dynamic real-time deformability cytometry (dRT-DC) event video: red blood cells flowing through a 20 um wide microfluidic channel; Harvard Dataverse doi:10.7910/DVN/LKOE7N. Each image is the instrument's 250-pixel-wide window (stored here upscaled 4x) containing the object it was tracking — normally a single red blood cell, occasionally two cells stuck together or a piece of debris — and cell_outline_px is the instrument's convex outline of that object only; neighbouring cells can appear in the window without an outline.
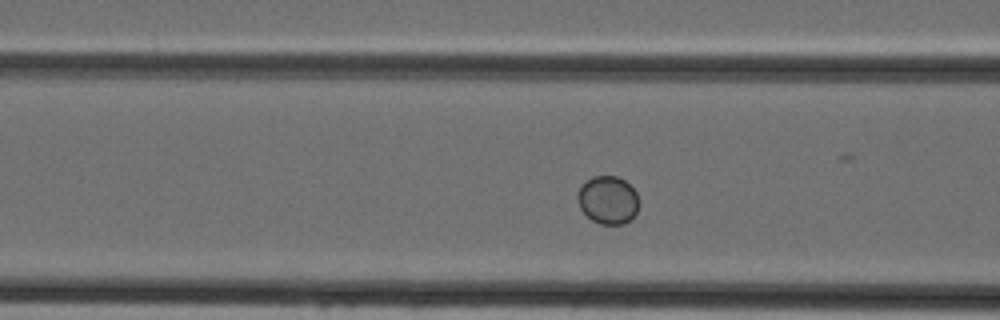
{"species": "Egyptian fruit bat (a non-hibernating species)", "species_latin": "Rousettus aegyptiacus", "temperature_condition": "cold", "stored_images_in_passage": 42, "camera_frame_rate_fps": 3000, "um_per_image_px": 0.085, "animal": {"sex": "female"}, "frame": {"image": 1, "passage_image": 13, "time_ms": 4.0, "image_size_px": [1000, 320], "cell_outline_px": [[636, 212], [624, 224], [600, 224], [592, 220], [580, 208], [576, 196], [576, 192], [592, 176], [616, 176], [624, 180], [636, 192]], "centroid_in_image_um": [51.63, 16.99], "position_along_channel_um": 115.0, "area_um2": 16.76}}
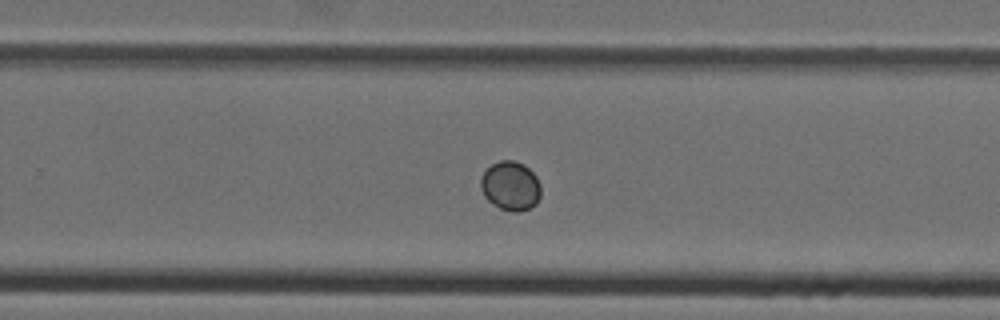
{"frame": {"image": 2, "passage_image": 25, "time_ms": 8.0, "image_size_px": [1000, 320], "cell_outline_px": [[540, 196], [536, 204], [520, 212], [512, 212], [500, 208], [492, 204], [484, 196], [480, 188], [480, 180], [484, 172], [492, 164], [500, 160], [512, 160], [524, 164], [536, 176], [540, 184]], "centroid_in_image_um": [43.39, 15.81], "position_along_channel_um": 286.4, "area_um2": 17.28}}
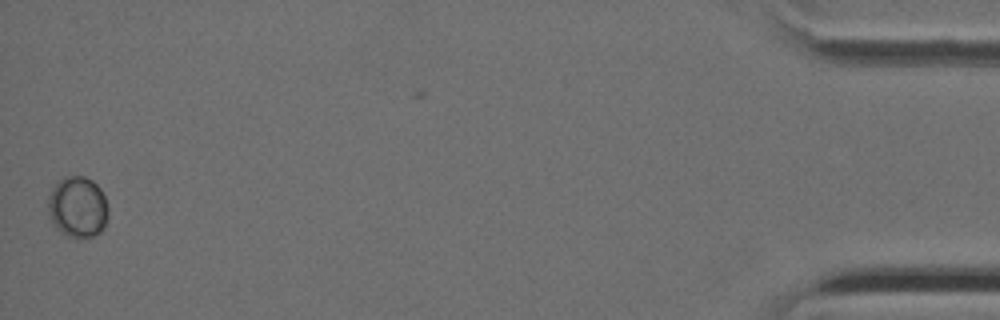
{"frame": {"image": 3, "passage_image": 41, "time_ms": 13.333, "image_size_px": [1000, 320], "cell_outline_px": [[108, 216], [104, 228], [100, 232], [92, 236], [80, 240], [76, 240], [64, 236], [56, 228], [48, 212], [48, 196], [52, 188], [64, 176], [84, 176], [92, 180], [100, 188], [104, 196], [108, 208]], "centroid_in_image_um": [6.6, 17.64], "position_along_channel_um": 428.6, "area_um2": 21.85}}